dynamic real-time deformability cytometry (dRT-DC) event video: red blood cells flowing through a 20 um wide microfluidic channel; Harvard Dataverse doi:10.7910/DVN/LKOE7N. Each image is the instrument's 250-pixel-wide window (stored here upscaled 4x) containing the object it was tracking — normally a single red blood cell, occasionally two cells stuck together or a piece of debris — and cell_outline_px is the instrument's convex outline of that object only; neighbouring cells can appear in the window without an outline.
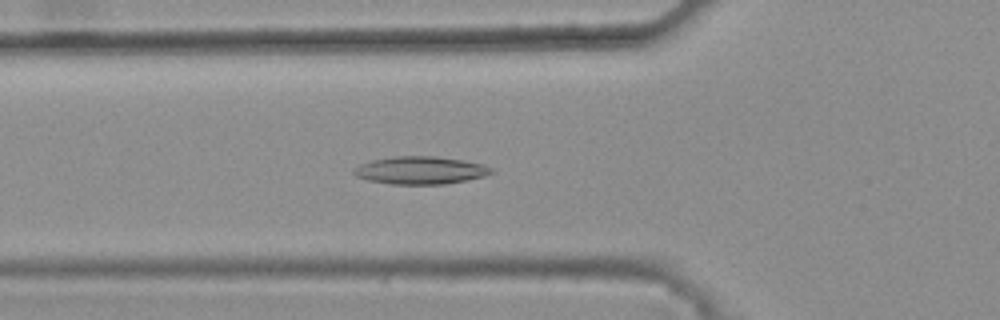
{"species": "common noctule bat (a hibernating species)", "species_latin": "Nyctalus noctula", "temperature_condition": "warm", "stored_images_in_passage": 44, "camera_frame_rate_fps": 3000, "um_per_image_px": 0.085, "animal": {"sex": "female", "body_mass_g": 25.1}, "frame": {"image": 1, "passage_image": 18, "time_ms": 5.667, "image_size_px": [1000, 320], "cell_outline_px": [[496, 172], [484, 176], [468, 180], [444, 184], [392, 184], [368, 180], [356, 176], [352, 172], [360, 164], [372, 160], [392, 156], [436, 156], [464, 160], [484, 164], [492, 168]], "centroid_in_image_um": [35.78, 14.47], "position_along_channel_um": 90.0, "area_um2": 22.31}}
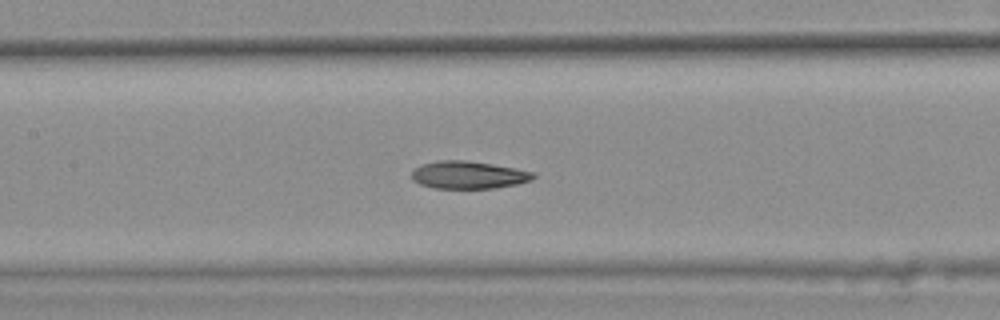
{"frame": {"image": 2, "passage_image": 24, "time_ms": 7.667, "image_size_px": [1000, 320], "cell_outline_px": [[536, 176], [532, 180], [516, 184], [492, 188], [432, 188], [420, 184], [412, 180], [412, 172], [416, 168], [424, 164], [440, 160], [464, 160], [492, 164], [516, 168], [536, 172]], "centroid_in_image_um": [39.85, 14.87], "position_along_channel_um": 167.6, "area_um2": 19.48}}
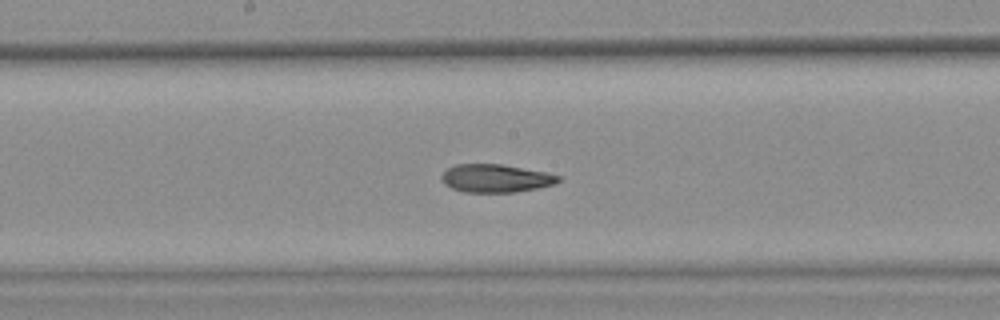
{"frame": {"image": 3, "passage_image": 27, "time_ms": 8.667, "image_size_px": [1000, 320], "cell_outline_px": [[560, 180], [556, 184], [516, 192], [464, 192], [452, 188], [444, 184], [440, 180], [440, 176], [448, 168], [456, 164], [504, 164], [544, 172], [560, 176]], "centroid_in_image_um": [42.11, 15.15], "position_along_channel_um": 206.1, "area_um2": 19.13}, "authors_computed_cell_mechanics": {"area_um2": 20.3456, "velocity_mm_per_s": 3.8556, "shape_relaxation_time_tau1_ms": null, "shape_relaxation_time_tau2_ms": 3.0153, "deformation_change_tau1": null, "deformation_change_tau2": 0.098}}